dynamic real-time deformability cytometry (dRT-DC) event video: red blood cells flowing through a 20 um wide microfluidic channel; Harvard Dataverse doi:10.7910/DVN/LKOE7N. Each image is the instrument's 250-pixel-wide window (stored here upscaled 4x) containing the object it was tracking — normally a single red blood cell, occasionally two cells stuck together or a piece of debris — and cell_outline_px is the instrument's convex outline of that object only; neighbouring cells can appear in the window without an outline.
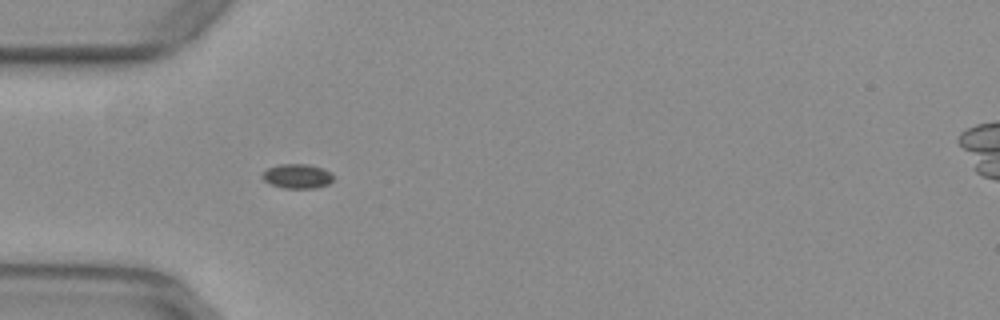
{"species": "common noctule bat (a hibernating species)", "species_latin": "Nyctalus noctula", "temperature_condition": "warm", "stored_images_in_passage": 54, "camera_frame_rate_fps": 3000, "um_per_image_px": 0.085, "animal": {"sex": "female", "body_mass_g": 29.2, "forearm_length_mm": 56.3}, "frame": {"image": 1, "passage_image": 17, "time_ms": 5.333, "image_size_px": [1000, 320], "cell_outline_px": [[332, 180], [328, 184], [316, 188], [284, 188], [272, 184], [264, 180], [260, 176], [268, 168], [280, 164], [308, 164], [324, 168], [332, 172]], "centroid_in_image_um": [25.29, 14.97], "position_along_channel_um": 59.7, "area_um2": 10.12}}